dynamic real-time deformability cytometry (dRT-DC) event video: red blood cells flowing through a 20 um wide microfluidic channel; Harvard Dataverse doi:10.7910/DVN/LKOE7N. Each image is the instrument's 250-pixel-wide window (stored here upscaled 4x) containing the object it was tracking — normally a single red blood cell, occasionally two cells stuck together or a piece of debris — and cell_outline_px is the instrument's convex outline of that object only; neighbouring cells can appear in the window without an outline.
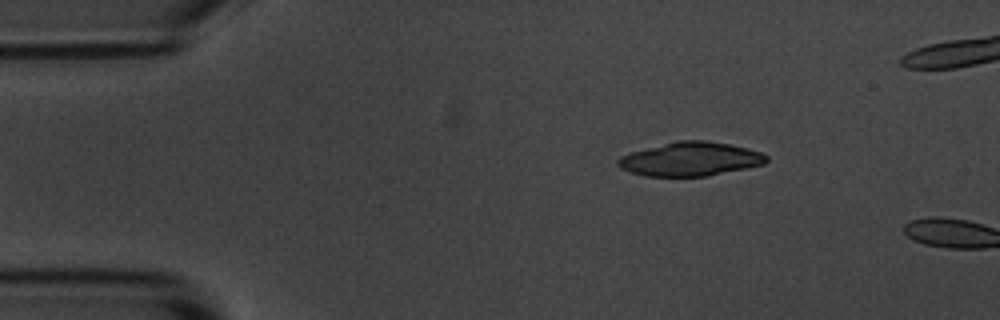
{"species": "common noctule bat (a hibernating species)", "species_latin": "Nyctalus noctula", "temperature_condition": "room temperature", "stored_images_in_passage": 2, "camera_frame_rate_fps": 3000, "um_per_image_px": 0.085, "animal": {"sex": "male", "body_mass_g": 20.1, "forearm_length_mm": 53.5}, "frame": {"image": 1, "passage_image": 1, "time_ms": 0.0, "image_size_px": [1000, 320], "cell_outline_px": [[768, 160], [764, 164], [748, 168], [708, 176], [644, 176], [620, 168], [616, 164], [616, 160], [620, 156], [632, 152], [680, 140], [708, 140], [748, 148], [760, 152], [768, 156]], "centroid_in_image_um": [58.71, 13.53], "position_along_channel_um": 26.3, "area_um2": 29.19}}